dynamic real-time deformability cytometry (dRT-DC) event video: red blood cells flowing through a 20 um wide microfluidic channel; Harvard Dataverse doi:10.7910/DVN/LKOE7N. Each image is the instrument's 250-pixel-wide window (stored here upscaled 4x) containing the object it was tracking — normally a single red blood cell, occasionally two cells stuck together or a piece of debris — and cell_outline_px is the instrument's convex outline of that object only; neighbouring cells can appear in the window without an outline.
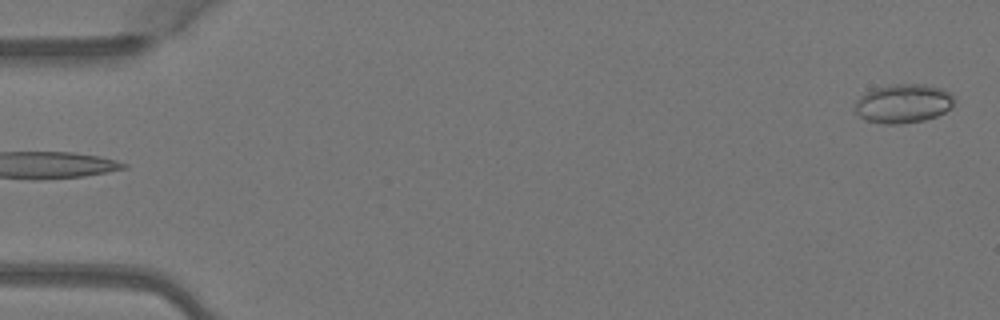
{"species": "Egyptian fruit bat (a non-hibernating species)", "species_latin": "Rousettus aegyptiacus", "temperature_condition": "warm", "stored_images_in_passage": 5, "camera_frame_rate_fps": 3000, "um_per_image_px": 0.085, "animal": {"sex": "female"}, "frame": {"image": 1, "passage_image": 1, "time_ms": 0.0, "image_size_px": [1000, 320], "cell_outline_px": [[952, 104], [944, 112], [936, 116], [924, 120], [904, 124], [884, 124], [864, 120], [852, 108], [856, 100], [860, 96], [872, 88], [896, 84], [924, 84], [944, 88], [952, 92]], "centroid_in_image_um": [76.73, 8.79], "position_along_channel_um": 8.3, "area_um2": 22.77}}
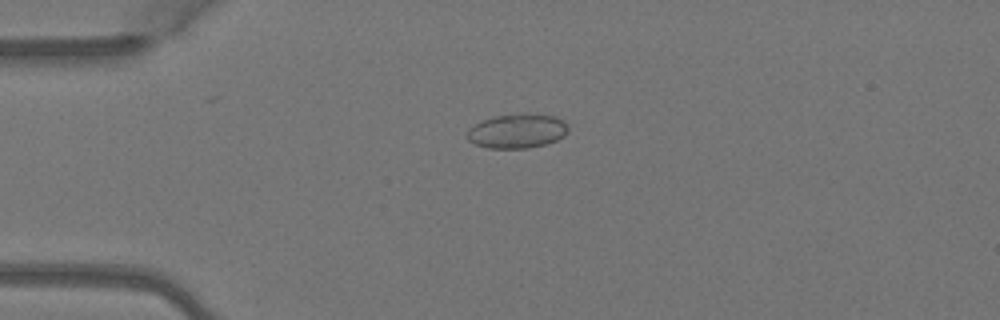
{"frame": {"image": 2, "passage_image": 4, "time_ms": 1.0, "image_size_px": [1000, 320], "cell_outline_px": [[568, 132], [564, 136], [556, 140], [544, 144], [528, 148], [488, 148], [476, 144], [468, 140], [468, 128], [492, 116], [520, 112], [524, 112], [556, 116], [564, 120], [568, 124]], "centroid_in_image_um": [44.0, 11.11], "position_along_channel_um": 41.0, "area_um2": 20.52}}